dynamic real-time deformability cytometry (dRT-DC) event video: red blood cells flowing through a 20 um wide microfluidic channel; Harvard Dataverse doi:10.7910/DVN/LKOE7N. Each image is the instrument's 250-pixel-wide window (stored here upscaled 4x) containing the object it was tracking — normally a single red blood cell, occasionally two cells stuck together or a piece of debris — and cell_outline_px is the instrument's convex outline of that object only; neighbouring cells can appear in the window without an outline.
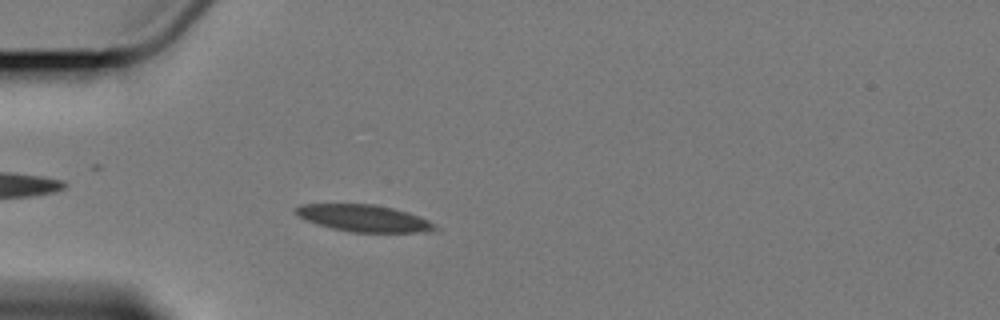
{"species": "Egyptian fruit bat (a non-hibernating species)", "species_latin": "Rousettus aegyptiacus", "temperature_condition": "cold", "stored_images_in_passage": 2, "camera_frame_rate_fps": 3000, "um_per_image_px": 0.085, "animal": {"sex": "female"}, "frame": {"image": 1, "passage_image": 1, "time_ms": 0.0, "image_size_px": [1000, 320], "cell_outline_px": [[440, 228], [436, 232], [348, 232], [316, 224], [304, 220], [296, 216], [296, 208], [300, 204], [372, 204], [392, 208], [408, 212], [428, 220]], "centroid_in_image_um": [30.94, 18.56], "position_along_channel_um": 54.1, "area_um2": 21.96}}